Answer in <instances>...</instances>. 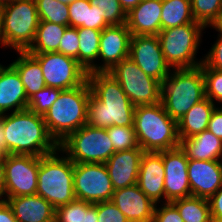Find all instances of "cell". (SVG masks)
I'll use <instances>...</instances> for the list:
<instances>
[{
  "label": "cell",
  "mask_w": 222,
  "mask_h": 222,
  "mask_svg": "<svg viewBox=\"0 0 222 222\" xmlns=\"http://www.w3.org/2000/svg\"><path fill=\"white\" fill-rule=\"evenodd\" d=\"M100 30L78 27L79 54L78 63L87 73L98 72V55L101 39Z\"/></svg>",
  "instance_id": "cell-28"
},
{
  "label": "cell",
  "mask_w": 222,
  "mask_h": 222,
  "mask_svg": "<svg viewBox=\"0 0 222 222\" xmlns=\"http://www.w3.org/2000/svg\"><path fill=\"white\" fill-rule=\"evenodd\" d=\"M0 152L4 156L8 155V150L6 149V139H5V133H4L3 115H0Z\"/></svg>",
  "instance_id": "cell-49"
},
{
  "label": "cell",
  "mask_w": 222,
  "mask_h": 222,
  "mask_svg": "<svg viewBox=\"0 0 222 222\" xmlns=\"http://www.w3.org/2000/svg\"><path fill=\"white\" fill-rule=\"evenodd\" d=\"M31 55L40 63L48 87L68 90L87 81L88 73L73 57L58 52Z\"/></svg>",
  "instance_id": "cell-11"
},
{
  "label": "cell",
  "mask_w": 222,
  "mask_h": 222,
  "mask_svg": "<svg viewBox=\"0 0 222 222\" xmlns=\"http://www.w3.org/2000/svg\"><path fill=\"white\" fill-rule=\"evenodd\" d=\"M5 198L37 193L40 157L8 154L4 156Z\"/></svg>",
  "instance_id": "cell-13"
},
{
  "label": "cell",
  "mask_w": 222,
  "mask_h": 222,
  "mask_svg": "<svg viewBox=\"0 0 222 222\" xmlns=\"http://www.w3.org/2000/svg\"><path fill=\"white\" fill-rule=\"evenodd\" d=\"M56 1H59V2H62L63 4H69V3H72V2H75L77 0H56Z\"/></svg>",
  "instance_id": "cell-53"
},
{
  "label": "cell",
  "mask_w": 222,
  "mask_h": 222,
  "mask_svg": "<svg viewBox=\"0 0 222 222\" xmlns=\"http://www.w3.org/2000/svg\"><path fill=\"white\" fill-rule=\"evenodd\" d=\"M217 107L208 98L195 104L178 122L179 139H186L208 129L212 112Z\"/></svg>",
  "instance_id": "cell-26"
},
{
  "label": "cell",
  "mask_w": 222,
  "mask_h": 222,
  "mask_svg": "<svg viewBox=\"0 0 222 222\" xmlns=\"http://www.w3.org/2000/svg\"><path fill=\"white\" fill-rule=\"evenodd\" d=\"M180 148L188 159L222 161V140L209 130L186 139H180Z\"/></svg>",
  "instance_id": "cell-24"
},
{
  "label": "cell",
  "mask_w": 222,
  "mask_h": 222,
  "mask_svg": "<svg viewBox=\"0 0 222 222\" xmlns=\"http://www.w3.org/2000/svg\"><path fill=\"white\" fill-rule=\"evenodd\" d=\"M79 45L77 28L68 26L59 44V53L73 57L78 61Z\"/></svg>",
  "instance_id": "cell-39"
},
{
  "label": "cell",
  "mask_w": 222,
  "mask_h": 222,
  "mask_svg": "<svg viewBox=\"0 0 222 222\" xmlns=\"http://www.w3.org/2000/svg\"><path fill=\"white\" fill-rule=\"evenodd\" d=\"M206 29L200 23H189L179 27L163 29L158 38L166 63L171 69L194 68L203 63L197 57Z\"/></svg>",
  "instance_id": "cell-7"
},
{
  "label": "cell",
  "mask_w": 222,
  "mask_h": 222,
  "mask_svg": "<svg viewBox=\"0 0 222 222\" xmlns=\"http://www.w3.org/2000/svg\"><path fill=\"white\" fill-rule=\"evenodd\" d=\"M129 58L147 75L163 83L171 67L166 63L158 35L131 36Z\"/></svg>",
  "instance_id": "cell-14"
},
{
  "label": "cell",
  "mask_w": 222,
  "mask_h": 222,
  "mask_svg": "<svg viewBox=\"0 0 222 222\" xmlns=\"http://www.w3.org/2000/svg\"><path fill=\"white\" fill-rule=\"evenodd\" d=\"M98 215H97V203L91 204L85 202V214L83 222H97Z\"/></svg>",
  "instance_id": "cell-47"
},
{
  "label": "cell",
  "mask_w": 222,
  "mask_h": 222,
  "mask_svg": "<svg viewBox=\"0 0 222 222\" xmlns=\"http://www.w3.org/2000/svg\"><path fill=\"white\" fill-rule=\"evenodd\" d=\"M28 97L20 75L11 64L0 67V115L27 109Z\"/></svg>",
  "instance_id": "cell-21"
},
{
  "label": "cell",
  "mask_w": 222,
  "mask_h": 222,
  "mask_svg": "<svg viewBox=\"0 0 222 222\" xmlns=\"http://www.w3.org/2000/svg\"><path fill=\"white\" fill-rule=\"evenodd\" d=\"M106 131L115 151L133 149L139 146L134 127L113 125L106 128Z\"/></svg>",
  "instance_id": "cell-34"
},
{
  "label": "cell",
  "mask_w": 222,
  "mask_h": 222,
  "mask_svg": "<svg viewBox=\"0 0 222 222\" xmlns=\"http://www.w3.org/2000/svg\"><path fill=\"white\" fill-rule=\"evenodd\" d=\"M108 73L119 82L134 106L153 105L161 101L162 83L145 74L129 57L120 61Z\"/></svg>",
  "instance_id": "cell-10"
},
{
  "label": "cell",
  "mask_w": 222,
  "mask_h": 222,
  "mask_svg": "<svg viewBox=\"0 0 222 222\" xmlns=\"http://www.w3.org/2000/svg\"><path fill=\"white\" fill-rule=\"evenodd\" d=\"M196 22L210 29L222 14V0H190Z\"/></svg>",
  "instance_id": "cell-31"
},
{
  "label": "cell",
  "mask_w": 222,
  "mask_h": 222,
  "mask_svg": "<svg viewBox=\"0 0 222 222\" xmlns=\"http://www.w3.org/2000/svg\"><path fill=\"white\" fill-rule=\"evenodd\" d=\"M188 160L180 146L162 151V162L165 169V202L191 196L188 180Z\"/></svg>",
  "instance_id": "cell-15"
},
{
  "label": "cell",
  "mask_w": 222,
  "mask_h": 222,
  "mask_svg": "<svg viewBox=\"0 0 222 222\" xmlns=\"http://www.w3.org/2000/svg\"><path fill=\"white\" fill-rule=\"evenodd\" d=\"M205 82L201 65L172 69L161 86V103L177 122L197 103L205 99Z\"/></svg>",
  "instance_id": "cell-4"
},
{
  "label": "cell",
  "mask_w": 222,
  "mask_h": 222,
  "mask_svg": "<svg viewBox=\"0 0 222 222\" xmlns=\"http://www.w3.org/2000/svg\"><path fill=\"white\" fill-rule=\"evenodd\" d=\"M144 151L137 148L116 151L104 164L114 190L137 184L140 163Z\"/></svg>",
  "instance_id": "cell-19"
},
{
  "label": "cell",
  "mask_w": 222,
  "mask_h": 222,
  "mask_svg": "<svg viewBox=\"0 0 222 222\" xmlns=\"http://www.w3.org/2000/svg\"><path fill=\"white\" fill-rule=\"evenodd\" d=\"M97 215V222H129L111 200L97 203Z\"/></svg>",
  "instance_id": "cell-41"
},
{
  "label": "cell",
  "mask_w": 222,
  "mask_h": 222,
  "mask_svg": "<svg viewBox=\"0 0 222 222\" xmlns=\"http://www.w3.org/2000/svg\"><path fill=\"white\" fill-rule=\"evenodd\" d=\"M62 89L53 87H44L33 94L28 101L27 109L44 116L51 105L58 99Z\"/></svg>",
  "instance_id": "cell-33"
},
{
  "label": "cell",
  "mask_w": 222,
  "mask_h": 222,
  "mask_svg": "<svg viewBox=\"0 0 222 222\" xmlns=\"http://www.w3.org/2000/svg\"><path fill=\"white\" fill-rule=\"evenodd\" d=\"M4 157V155L0 152V158Z\"/></svg>",
  "instance_id": "cell-55"
},
{
  "label": "cell",
  "mask_w": 222,
  "mask_h": 222,
  "mask_svg": "<svg viewBox=\"0 0 222 222\" xmlns=\"http://www.w3.org/2000/svg\"><path fill=\"white\" fill-rule=\"evenodd\" d=\"M3 123L8 154L41 157L59 148L43 116L29 109L3 114Z\"/></svg>",
  "instance_id": "cell-2"
},
{
  "label": "cell",
  "mask_w": 222,
  "mask_h": 222,
  "mask_svg": "<svg viewBox=\"0 0 222 222\" xmlns=\"http://www.w3.org/2000/svg\"><path fill=\"white\" fill-rule=\"evenodd\" d=\"M165 169L162 162V151L144 152L142 155L137 185L155 204L165 202Z\"/></svg>",
  "instance_id": "cell-18"
},
{
  "label": "cell",
  "mask_w": 222,
  "mask_h": 222,
  "mask_svg": "<svg viewBox=\"0 0 222 222\" xmlns=\"http://www.w3.org/2000/svg\"><path fill=\"white\" fill-rule=\"evenodd\" d=\"M191 196L209 199L222 186V161L188 160Z\"/></svg>",
  "instance_id": "cell-17"
},
{
  "label": "cell",
  "mask_w": 222,
  "mask_h": 222,
  "mask_svg": "<svg viewBox=\"0 0 222 222\" xmlns=\"http://www.w3.org/2000/svg\"><path fill=\"white\" fill-rule=\"evenodd\" d=\"M39 24L35 0H16L2 6L4 49L26 51L32 44Z\"/></svg>",
  "instance_id": "cell-8"
},
{
  "label": "cell",
  "mask_w": 222,
  "mask_h": 222,
  "mask_svg": "<svg viewBox=\"0 0 222 222\" xmlns=\"http://www.w3.org/2000/svg\"><path fill=\"white\" fill-rule=\"evenodd\" d=\"M210 28L211 30H215V32H218L219 34L222 35V14L220 15L217 22Z\"/></svg>",
  "instance_id": "cell-51"
},
{
  "label": "cell",
  "mask_w": 222,
  "mask_h": 222,
  "mask_svg": "<svg viewBox=\"0 0 222 222\" xmlns=\"http://www.w3.org/2000/svg\"><path fill=\"white\" fill-rule=\"evenodd\" d=\"M205 82V97L217 106H222V71L201 64Z\"/></svg>",
  "instance_id": "cell-35"
},
{
  "label": "cell",
  "mask_w": 222,
  "mask_h": 222,
  "mask_svg": "<svg viewBox=\"0 0 222 222\" xmlns=\"http://www.w3.org/2000/svg\"><path fill=\"white\" fill-rule=\"evenodd\" d=\"M207 130L222 140V106H217L212 112Z\"/></svg>",
  "instance_id": "cell-45"
},
{
  "label": "cell",
  "mask_w": 222,
  "mask_h": 222,
  "mask_svg": "<svg viewBox=\"0 0 222 222\" xmlns=\"http://www.w3.org/2000/svg\"><path fill=\"white\" fill-rule=\"evenodd\" d=\"M114 191L104 163H74L76 199L91 204L110 201Z\"/></svg>",
  "instance_id": "cell-12"
},
{
  "label": "cell",
  "mask_w": 222,
  "mask_h": 222,
  "mask_svg": "<svg viewBox=\"0 0 222 222\" xmlns=\"http://www.w3.org/2000/svg\"><path fill=\"white\" fill-rule=\"evenodd\" d=\"M198 23L193 17L190 0H162L161 30Z\"/></svg>",
  "instance_id": "cell-29"
},
{
  "label": "cell",
  "mask_w": 222,
  "mask_h": 222,
  "mask_svg": "<svg viewBox=\"0 0 222 222\" xmlns=\"http://www.w3.org/2000/svg\"><path fill=\"white\" fill-rule=\"evenodd\" d=\"M184 222H213L209 201L206 198L189 196L172 201Z\"/></svg>",
  "instance_id": "cell-30"
},
{
  "label": "cell",
  "mask_w": 222,
  "mask_h": 222,
  "mask_svg": "<svg viewBox=\"0 0 222 222\" xmlns=\"http://www.w3.org/2000/svg\"><path fill=\"white\" fill-rule=\"evenodd\" d=\"M16 57L12 58L11 65L17 70L28 99L46 87L40 63L26 51H15Z\"/></svg>",
  "instance_id": "cell-25"
},
{
  "label": "cell",
  "mask_w": 222,
  "mask_h": 222,
  "mask_svg": "<svg viewBox=\"0 0 222 222\" xmlns=\"http://www.w3.org/2000/svg\"><path fill=\"white\" fill-rule=\"evenodd\" d=\"M133 127L139 147L144 152H160L180 146L178 125L161 102L136 106Z\"/></svg>",
  "instance_id": "cell-3"
},
{
  "label": "cell",
  "mask_w": 222,
  "mask_h": 222,
  "mask_svg": "<svg viewBox=\"0 0 222 222\" xmlns=\"http://www.w3.org/2000/svg\"><path fill=\"white\" fill-rule=\"evenodd\" d=\"M215 34H217L215 36ZM214 34L216 40L211 43L210 49L203 55V63L208 67L218 71H222V35L219 33Z\"/></svg>",
  "instance_id": "cell-40"
},
{
  "label": "cell",
  "mask_w": 222,
  "mask_h": 222,
  "mask_svg": "<svg viewBox=\"0 0 222 222\" xmlns=\"http://www.w3.org/2000/svg\"><path fill=\"white\" fill-rule=\"evenodd\" d=\"M210 212L213 222H222V186L209 199Z\"/></svg>",
  "instance_id": "cell-44"
},
{
  "label": "cell",
  "mask_w": 222,
  "mask_h": 222,
  "mask_svg": "<svg viewBox=\"0 0 222 222\" xmlns=\"http://www.w3.org/2000/svg\"><path fill=\"white\" fill-rule=\"evenodd\" d=\"M0 48L3 49V51H6L4 49L3 37H2V5H0Z\"/></svg>",
  "instance_id": "cell-52"
},
{
  "label": "cell",
  "mask_w": 222,
  "mask_h": 222,
  "mask_svg": "<svg viewBox=\"0 0 222 222\" xmlns=\"http://www.w3.org/2000/svg\"><path fill=\"white\" fill-rule=\"evenodd\" d=\"M67 27L48 21H39L34 40L26 52L29 54L59 53V44Z\"/></svg>",
  "instance_id": "cell-27"
},
{
  "label": "cell",
  "mask_w": 222,
  "mask_h": 222,
  "mask_svg": "<svg viewBox=\"0 0 222 222\" xmlns=\"http://www.w3.org/2000/svg\"><path fill=\"white\" fill-rule=\"evenodd\" d=\"M36 194L55 209L76 199L74 163L59 148L40 157Z\"/></svg>",
  "instance_id": "cell-6"
},
{
  "label": "cell",
  "mask_w": 222,
  "mask_h": 222,
  "mask_svg": "<svg viewBox=\"0 0 222 222\" xmlns=\"http://www.w3.org/2000/svg\"><path fill=\"white\" fill-rule=\"evenodd\" d=\"M90 93L88 81L81 86L62 90L43 116L48 132L58 144L86 124Z\"/></svg>",
  "instance_id": "cell-5"
},
{
  "label": "cell",
  "mask_w": 222,
  "mask_h": 222,
  "mask_svg": "<svg viewBox=\"0 0 222 222\" xmlns=\"http://www.w3.org/2000/svg\"><path fill=\"white\" fill-rule=\"evenodd\" d=\"M16 0H0V5H4V4H7V3H10V2H14Z\"/></svg>",
  "instance_id": "cell-54"
},
{
  "label": "cell",
  "mask_w": 222,
  "mask_h": 222,
  "mask_svg": "<svg viewBox=\"0 0 222 222\" xmlns=\"http://www.w3.org/2000/svg\"><path fill=\"white\" fill-rule=\"evenodd\" d=\"M90 5L97 6L105 14V21L109 25L126 24L127 13L119 0H89Z\"/></svg>",
  "instance_id": "cell-36"
},
{
  "label": "cell",
  "mask_w": 222,
  "mask_h": 222,
  "mask_svg": "<svg viewBox=\"0 0 222 222\" xmlns=\"http://www.w3.org/2000/svg\"><path fill=\"white\" fill-rule=\"evenodd\" d=\"M39 21L69 26V8L67 4L56 0H35Z\"/></svg>",
  "instance_id": "cell-32"
},
{
  "label": "cell",
  "mask_w": 222,
  "mask_h": 222,
  "mask_svg": "<svg viewBox=\"0 0 222 222\" xmlns=\"http://www.w3.org/2000/svg\"><path fill=\"white\" fill-rule=\"evenodd\" d=\"M0 222H17L11 206L5 200H0Z\"/></svg>",
  "instance_id": "cell-46"
},
{
  "label": "cell",
  "mask_w": 222,
  "mask_h": 222,
  "mask_svg": "<svg viewBox=\"0 0 222 222\" xmlns=\"http://www.w3.org/2000/svg\"><path fill=\"white\" fill-rule=\"evenodd\" d=\"M85 201L75 199L55 209L54 222H83Z\"/></svg>",
  "instance_id": "cell-37"
},
{
  "label": "cell",
  "mask_w": 222,
  "mask_h": 222,
  "mask_svg": "<svg viewBox=\"0 0 222 222\" xmlns=\"http://www.w3.org/2000/svg\"><path fill=\"white\" fill-rule=\"evenodd\" d=\"M17 222H54L55 208L38 194L4 198Z\"/></svg>",
  "instance_id": "cell-23"
},
{
  "label": "cell",
  "mask_w": 222,
  "mask_h": 222,
  "mask_svg": "<svg viewBox=\"0 0 222 222\" xmlns=\"http://www.w3.org/2000/svg\"><path fill=\"white\" fill-rule=\"evenodd\" d=\"M110 26L105 21V14L94 5H91L88 16V28L102 31L104 28Z\"/></svg>",
  "instance_id": "cell-43"
},
{
  "label": "cell",
  "mask_w": 222,
  "mask_h": 222,
  "mask_svg": "<svg viewBox=\"0 0 222 222\" xmlns=\"http://www.w3.org/2000/svg\"><path fill=\"white\" fill-rule=\"evenodd\" d=\"M5 198V164L4 157L0 158V200Z\"/></svg>",
  "instance_id": "cell-48"
},
{
  "label": "cell",
  "mask_w": 222,
  "mask_h": 222,
  "mask_svg": "<svg viewBox=\"0 0 222 222\" xmlns=\"http://www.w3.org/2000/svg\"><path fill=\"white\" fill-rule=\"evenodd\" d=\"M89 0H77L69 3V26L88 28V16L90 10Z\"/></svg>",
  "instance_id": "cell-38"
},
{
  "label": "cell",
  "mask_w": 222,
  "mask_h": 222,
  "mask_svg": "<svg viewBox=\"0 0 222 222\" xmlns=\"http://www.w3.org/2000/svg\"><path fill=\"white\" fill-rule=\"evenodd\" d=\"M142 0H119L122 8L128 13L131 9L135 8Z\"/></svg>",
  "instance_id": "cell-50"
},
{
  "label": "cell",
  "mask_w": 222,
  "mask_h": 222,
  "mask_svg": "<svg viewBox=\"0 0 222 222\" xmlns=\"http://www.w3.org/2000/svg\"><path fill=\"white\" fill-rule=\"evenodd\" d=\"M91 88L88 100L86 124L97 128L110 126L133 127L134 106L120 86L108 72L88 73Z\"/></svg>",
  "instance_id": "cell-1"
},
{
  "label": "cell",
  "mask_w": 222,
  "mask_h": 222,
  "mask_svg": "<svg viewBox=\"0 0 222 222\" xmlns=\"http://www.w3.org/2000/svg\"><path fill=\"white\" fill-rule=\"evenodd\" d=\"M111 201L125 215L129 222H152L153 203L137 184L115 190Z\"/></svg>",
  "instance_id": "cell-20"
},
{
  "label": "cell",
  "mask_w": 222,
  "mask_h": 222,
  "mask_svg": "<svg viewBox=\"0 0 222 222\" xmlns=\"http://www.w3.org/2000/svg\"><path fill=\"white\" fill-rule=\"evenodd\" d=\"M131 36L126 24L110 25L102 30L98 72H109L120 61L129 57Z\"/></svg>",
  "instance_id": "cell-16"
},
{
  "label": "cell",
  "mask_w": 222,
  "mask_h": 222,
  "mask_svg": "<svg viewBox=\"0 0 222 222\" xmlns=\"http://www.w3.org/2000/svg\"><path fill=\"white\" fill-rule=\"evenodd\" d=\"M162 0H142L127 13L131 35H158L161 31Z\"/></svg>",
  "instance_id": "cell-22"
},
{
  "label": "cell",
  "mask_w": 222,
  "mask_h": 222,
  "mask_svg": "<svg viewBox=\"0 0 222 222\" xmlns=\"http://www.w3.org/2000/svg\"><path fill=\"white\" fill-rule=\"evenodd\" d=\"M152 222H184L172 202L156 204Z\"/></svg>",
  "instance_id": "cell-42"
},
{
  "label": "cell",
  "mask_w": 222,
  "mask_h": 222,
  "mask_svg": "<svg viewBox=\"0 0 222 222\" xmlns=\"http://www.w3.org/2000/svg\"><path fill=\"white\" fill-rule=\"evenodd\" d=\"M59 149L73 163H105L116 152L106 128L87 124L70 133Z\"/></svg>",
  "instance_id": "cell-9"
}]
</instances>
